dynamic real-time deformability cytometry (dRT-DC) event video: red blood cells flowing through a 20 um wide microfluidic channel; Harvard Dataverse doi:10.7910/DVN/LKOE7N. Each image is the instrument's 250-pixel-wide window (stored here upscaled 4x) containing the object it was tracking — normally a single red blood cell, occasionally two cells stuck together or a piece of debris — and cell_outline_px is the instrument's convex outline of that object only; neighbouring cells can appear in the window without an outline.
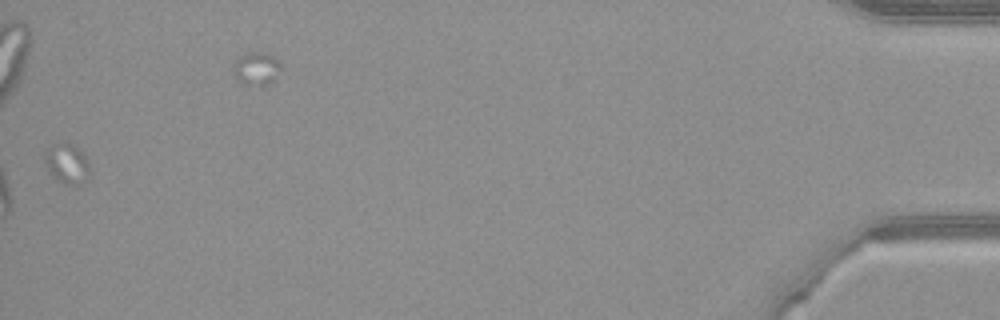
{"species": "common noctule bat (a hibernating species)", "species_latin": "Nyctalus noctula", "temperature_condition": "warm", "stored_images_in_passage": 40, "camera_frame_rate_fps": 3000, "um_per_image_px": 0.085, "animal": {"sex": "female", "body_mass_g": 21.9}, "frame": {"image": 1, "passage_image": 39, "time_ms": 12.667, "image_size_px": [1000, 320], "cell_outline_px": [[92, 172], [80, 184], [64, 184], [56, 180], [48, 172], [44, 160], [44, 152], [52, 144], [72, 144], [80, 148]], "centroid_in_image_um": [5.67, 13.92], "position_along_channel_um": 429.5, "area_um2": 10.52}}